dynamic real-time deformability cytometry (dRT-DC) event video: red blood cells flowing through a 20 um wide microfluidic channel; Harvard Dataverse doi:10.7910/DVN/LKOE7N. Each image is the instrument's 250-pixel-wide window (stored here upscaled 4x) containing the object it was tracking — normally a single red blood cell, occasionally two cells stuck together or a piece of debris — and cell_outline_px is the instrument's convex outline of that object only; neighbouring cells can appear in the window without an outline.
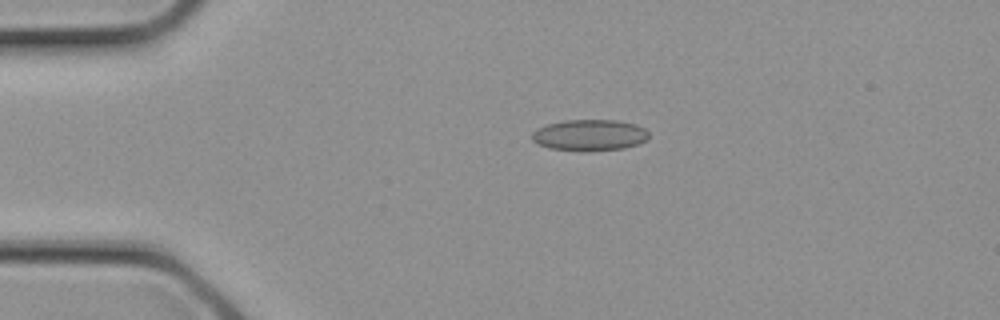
{"species": "common noctule bat (a hibernating species)", "species_latin": "Nyctalus noctula", "temperature_condition": "cold", "stored_images_in_passage": 1, "camera_frame_rate_fps": 3000, "um_per_image_px": 0.085, "animal": {"sex": "female", "body_mass_g": 21.9}, "frame": {"image": 1, "passage_image": 1, "time_ms": 0.0, "image_size_px": [1000, 320], "cell_outline_px": [[648, 140], [624, 148], [548, 148], [536, 144], [532, 140], [532, 132], [536, 128], [548, 124], [564, 120], [616, 120], [636, 124], [644, 128], [648, 132]], "centroid_in_image_um": [50.1, 11.43], "position_along_channel_um": 34.9, "area_um2": 20.46}}